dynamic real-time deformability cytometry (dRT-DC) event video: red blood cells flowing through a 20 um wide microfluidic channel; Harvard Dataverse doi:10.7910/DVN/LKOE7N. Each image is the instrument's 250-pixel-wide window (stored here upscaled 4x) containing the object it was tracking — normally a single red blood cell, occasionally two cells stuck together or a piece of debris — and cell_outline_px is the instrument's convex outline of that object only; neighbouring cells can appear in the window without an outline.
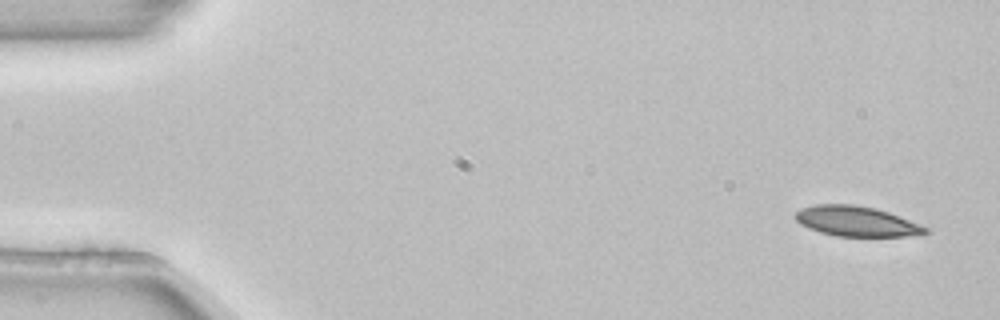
{"species": "common noctule bat (a hibernating species)", "species_latin": "Nyctalus noctula", "temperature_condition": "room temperature", "stored_images_in_passage": 4, "camera_frame_rate_fps": 3000, "um_per_image_px": 0.085, "animal": {"sex": "female", "body_mass_g": 22.7, "forearm_length_mm": 54.2}, "frame": {"image": 1, "passage_image": 1, "time_ms": 0.0, "image_size_px": [1000, 320], "cell_outline_px": [[932, 232], [908, 236], [836, 236], [820, 232], [808, 228], [800, 224], [796, 220], [796, 212], [800, 208], [816, 204], [852, 204], [876, 208], [888, 212], [920, 224], [928, 228]], "centroid_in_image_um": [72.8, 18.81], "position_along_channel_um": 12.2, "area_um2": 22.83}}
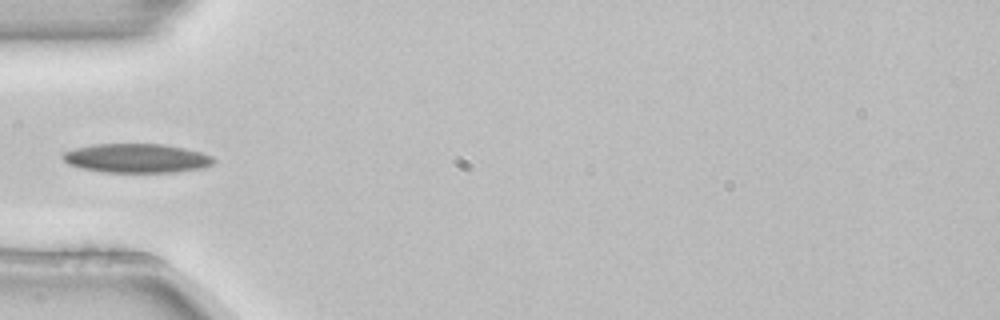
{"frame": {"image": 2, "passage_image": 4, "time_ms": 1.0, "image_size_px": [1000, 320], "cell_outline_px": [[216, 160], [212, 164], [200, 168], [176, 172], [104, 172], [80, 168], [68, 164], [60, 156], [64, 152], [76, 148], [92, 144], [164, 144], [184, 148], [200, 152], [212, 156]], "centroid_in_image_um": [11.59, 13.45], "position_along_channel_um": 73.4, "area_um2": 25.55}}